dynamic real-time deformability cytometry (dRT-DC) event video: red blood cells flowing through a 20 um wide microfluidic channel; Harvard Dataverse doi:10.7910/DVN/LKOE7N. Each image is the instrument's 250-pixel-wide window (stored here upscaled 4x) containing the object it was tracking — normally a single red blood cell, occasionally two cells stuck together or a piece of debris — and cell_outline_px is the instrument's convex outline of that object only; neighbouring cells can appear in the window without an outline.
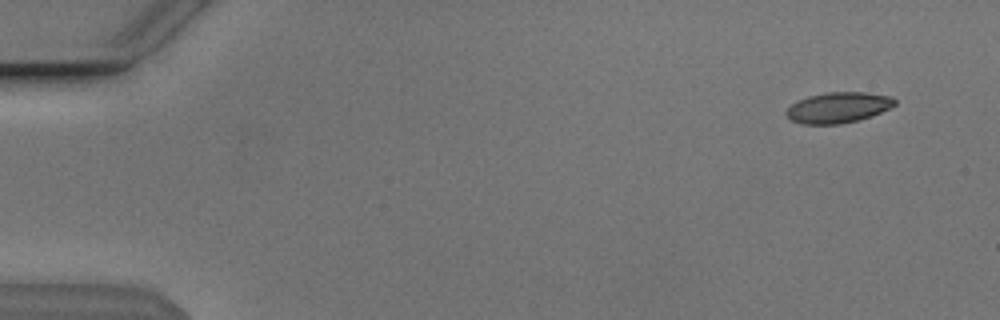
{"species": "Egyptian fruit bat (a non-hibernating species)", "species_latin": "Rousettus aegyptiacus", "temperature_condition": "cold", "stored_images_in_passage": 11, "camera_frame_rate_fps": 3000, "um_per_image_px": 0.085, "animal": {"sex": "male"}, "frame": {"image": 1, "passage_image": 4, "time_ms": 1.0, "image_size_px": [1000, 320], "cell_outline_px": [[896, 104], [872, 116], [840, 124], [804, 124], [792, 120], [784, 112], [792, 104], [808, 96], [828, 92], [864, 92], [892, 96], [896, 100]], "centroid_in_image_um": [71.26, 9.13], "position_along_channel_um": 13.7, "area_um2": 19.19}}